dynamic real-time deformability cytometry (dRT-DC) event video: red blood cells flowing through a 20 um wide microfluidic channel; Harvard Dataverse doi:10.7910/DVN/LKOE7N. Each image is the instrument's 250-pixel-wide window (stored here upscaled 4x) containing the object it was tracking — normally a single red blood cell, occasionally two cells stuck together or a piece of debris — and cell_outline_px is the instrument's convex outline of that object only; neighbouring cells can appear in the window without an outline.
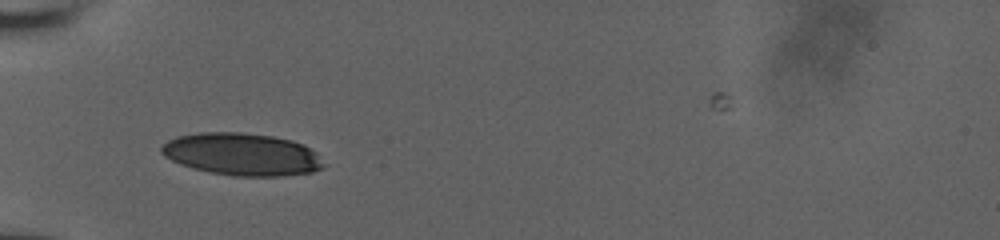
{"species": "human", "species_latin": "Homo sapiens", "temperature_condition": "room temperature", "stored_images_in_passage": 2, "camera_frame_rate_fps": 3000, "um_per_image_px": 0.085, "donor": {"sex": "male"}, "frame": {"image": 1, "passage_image": 1, "time_ms": 0.0, "image_size_px": [1000, 240], "cell_outline_px": [[324, 168], [312, 172], [280, 176], [232, 176], [208, 172], [192, 168], [180, 164], [164, 156], [160, 152], [160, 148], [168, 140], [176, 136], [200, 132], [240, 132], [272, 136], [292, 140], [304, 144], [316, 152], [324, 164]], "centroid_in_image_um": [20.56, 13.11], "position_along_channel_um": 64.4, "area_um2": 40.29}}